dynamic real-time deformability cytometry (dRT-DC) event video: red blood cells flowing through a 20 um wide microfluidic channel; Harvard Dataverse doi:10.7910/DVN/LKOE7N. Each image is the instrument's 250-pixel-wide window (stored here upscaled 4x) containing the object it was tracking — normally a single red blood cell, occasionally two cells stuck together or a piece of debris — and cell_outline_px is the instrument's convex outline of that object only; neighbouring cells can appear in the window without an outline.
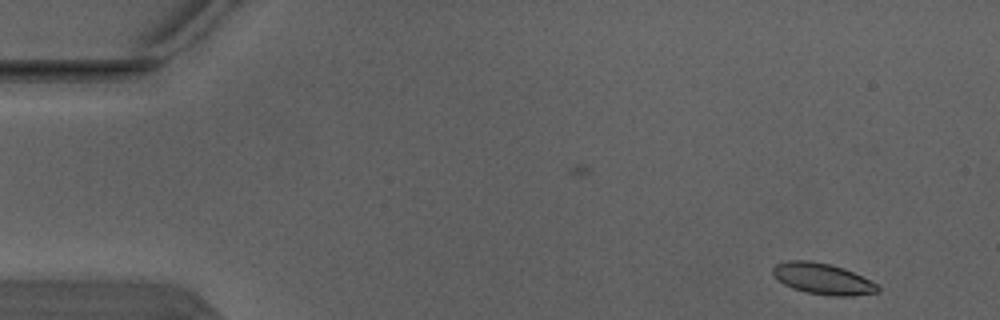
{"species": "Egyptian fruit bat (a non-hibernating species)", "species_latin": "Rousettus aegyptiacus", "temperature_condition": "warm", "stored_images_in_passage": 4, "camera_frame_rate_fps": 3000, "um_per_image_px": 0.085, "animal": {"sex": "male"}, "frame": {"image": 1, "passage_image": 1, "time_ms": 0.0, "image_size_px": [1000, 320], "cell_outline_px": [[880, 292], [852, 296], [828, 296], [804, 292], [792, 288], [776, 280], [772, 272], [772, 268], [776, 264], [788, 260], [808, 260], [832, 264], [844, 268], [876, 284], [880, 288]], "centroid_in_image_um": [69.89, 23.7], "position_along_channel_um": 15.1, "area_um2": 19.19}}
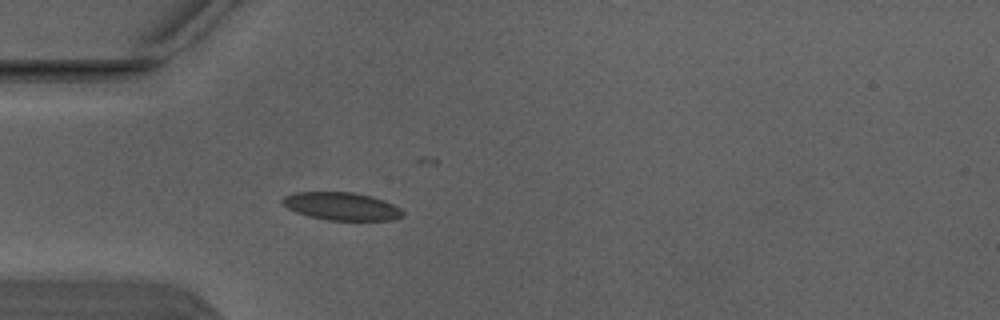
{"frame": {"image": 2, "passage_image": 4, "time_ms": 1.0, "image_size_px": [1000, 320], "cell_outline_px": [[404, 216], [392, 220], [328, 220], [308, 216], [296, 212], [288, 208], [280, 200], [284, 196], [292, 192], [352, 192], [372, 196], [384, 200], [400, 208], [404, 212]], "centroid_in_image_um": [29.03, 17.53], "position_along_channel_um": 56.0, "area_um2": 19.59}}